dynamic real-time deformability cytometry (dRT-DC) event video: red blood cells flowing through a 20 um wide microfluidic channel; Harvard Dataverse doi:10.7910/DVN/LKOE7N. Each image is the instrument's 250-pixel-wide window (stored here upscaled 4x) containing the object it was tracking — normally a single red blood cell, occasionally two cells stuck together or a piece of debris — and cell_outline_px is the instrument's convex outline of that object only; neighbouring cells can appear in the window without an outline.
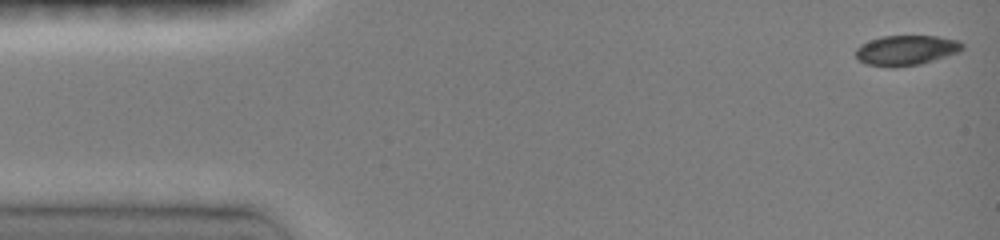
{"species": "common noctule bat (a hibernating species)", "species_latin": "Nyctalus noctula", "temperature_condition": "room temperature", "stored_images_in_passage": 46, "camera_frame_rate_fps": 3000, "um_per_image_px": 0.085, "animal": {"sex": "female", "body_mass_g": 19.0, "forearm_length_mm": 51.5}, "frame": {"image": 1, "passage_image": 1, "time_ms": 0.0, "image_size_px": [1000, 240], "cell_outline_px": [[964, 48], [960, 52], [920, 64], [868, 64], [860, 60], [856, 56], [856, 48], [860, 44], [880, 36], [936, 36], [960, 40], [964, 44]], "centroid_in_image_um": [77.1, 4.21], "position_along_channel_um": 7.9, "area_um2": 18.03}}
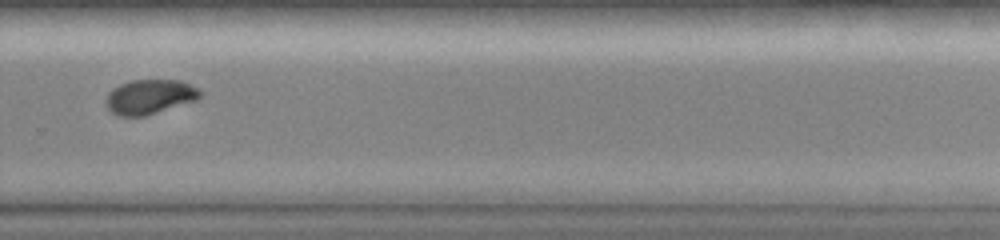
{"frame": {"image": 2, "passage_image": 32, "time_ms": 10.333, "image_size_px": [1000, 240], "cell_outline_px": [[204, 92], [196, 100], [144, 116], [120, 116], [112, 112], [108, 108], [108, 92], [112, 88], [120, 84], [132, 80], [180, 80], [200, 88]], "centroid_in_image_um": [12.77, 8.21], "position_along_channel_um": 317.0, "area_um2": 18.84}}
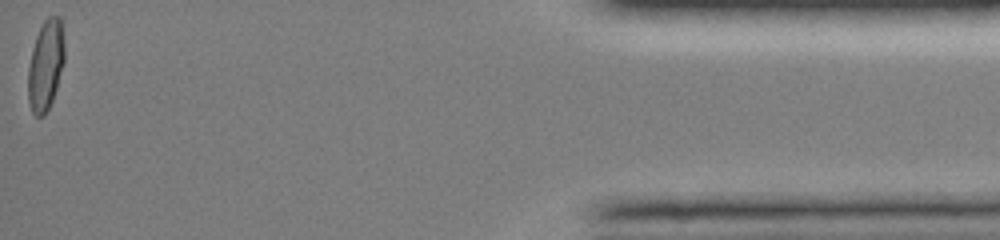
{"frame": {"image": 3, "passage_image": 46, "time_ms": 15.0, "image_size_px": [1000, 240], "cell_outline_px": [[64, 60], [56, 88], [52, 100], [44, 116], [36, 116], [32, 112], [28, 100], [28, 68], [32, 48], [36, 36], [44, 20], [48, 16], [60, 16], [64, 40]], "centroid_in_image_um": [3.87, 5.52], "position_along_channel_um": 431.3, "area_um2": 19.07}, "authors_computed_cell_mechanics": {"area_um2": 19.5364, "velocity_mm_per_s": 4.1216, "shape_relaxation_time_tau1_ms": 8.8542, "shape_relaxation_time_tau2_ms": 1.215, "deformation_change_tau1": 0.1983, "deformation_change_tau2": 0.0297}}